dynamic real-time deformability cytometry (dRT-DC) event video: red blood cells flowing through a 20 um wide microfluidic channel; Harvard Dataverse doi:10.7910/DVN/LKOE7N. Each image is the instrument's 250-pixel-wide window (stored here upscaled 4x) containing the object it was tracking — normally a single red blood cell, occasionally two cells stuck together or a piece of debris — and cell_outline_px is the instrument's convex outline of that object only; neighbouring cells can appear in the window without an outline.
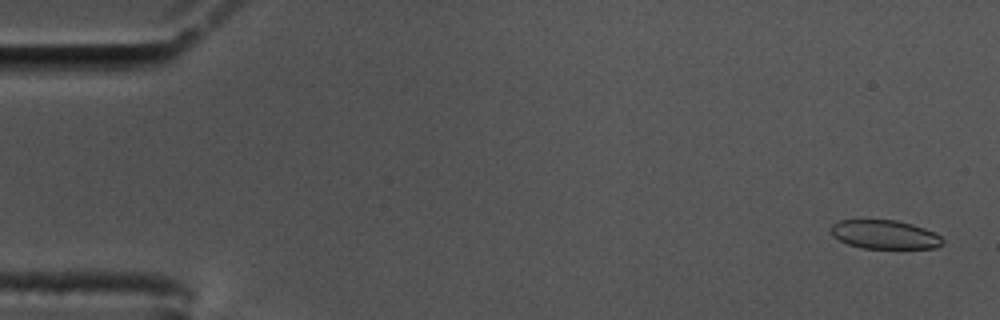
{"species": "common noctule bat (a hibernating species)", "species_latin": "Nyctalus noctula", "temperature_condition": "cold", "stored_images_in_passage": 58, "camera_frame_rate_fps": 3000, "um_per_image_px": 0.085, "animal": {"sex": "male", "body_mass_g": 17.5, "forearm_length_mm": 52.3}, "frame": {"image": 1, "passage_image": 2, "time_ms": 0.333, "image_size_px": [1000, 320], "cell_outline_px": [[944, 244], [936, 248], [860, 248], [848, 244], [832, 236], [832, 224], [840, 220], [896, 220], [912, 224], [924, 228], [940, 236], [944, 240]], "centroid_in_image_um": [75.21, 19.94], "position_along_channel_um": 9.8, "area_um2": 18.67}}
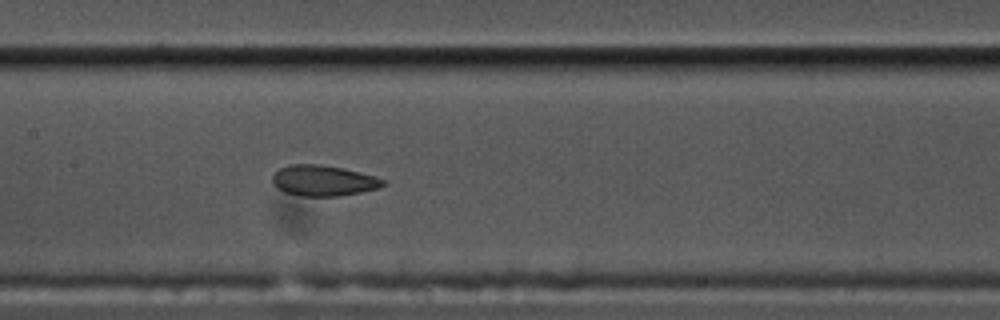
{"frame": {"image": 2, "passage_image": 28, "time_ms": 9.0, "image_size_px": [1000, 320], "cell_outline_px": [[384, 184], [380, 188], [360, 192], [336, 196], [300, 196], [284, 192], [276, 188], [272, 184], [272, 176], [280, 168], [288, 164], [316, 164], [344, 168], [376, 176], [384, 180]], "centroid_in_image_um": [27.45, 15.35], "position_along_channel_um": 179.9, "area_um2": 19.88}}
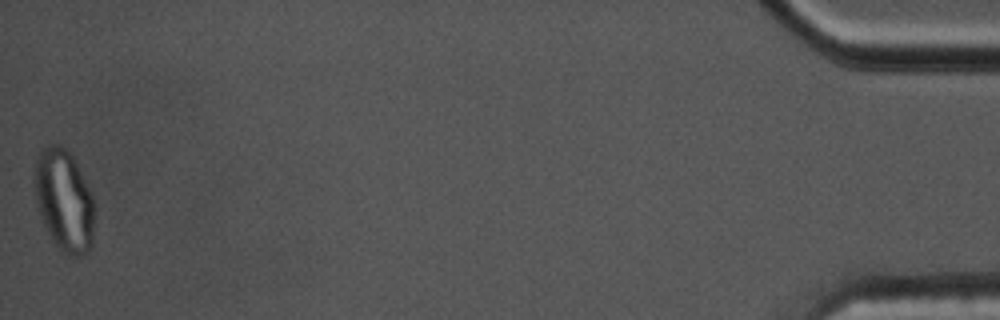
{"frame": {"image": 3, "passage_image": 58, "time_ms": 19.0, "image_size_px": [1000, 320], "cell_outline_px": [[92, 244], [88, 252], [80, 256], [72, 256], [64, 252], [52, 240], [44, 224], [36, 200], [32, 180], [36, 160], [40, 152], [48, 144], [56, 144], [64, 148], [76, 160], [92, 196]], "centroid_in_image_um": [5.41, 17.0], "position_along_channel_um": 429.8, "area_um2": 35.14}}